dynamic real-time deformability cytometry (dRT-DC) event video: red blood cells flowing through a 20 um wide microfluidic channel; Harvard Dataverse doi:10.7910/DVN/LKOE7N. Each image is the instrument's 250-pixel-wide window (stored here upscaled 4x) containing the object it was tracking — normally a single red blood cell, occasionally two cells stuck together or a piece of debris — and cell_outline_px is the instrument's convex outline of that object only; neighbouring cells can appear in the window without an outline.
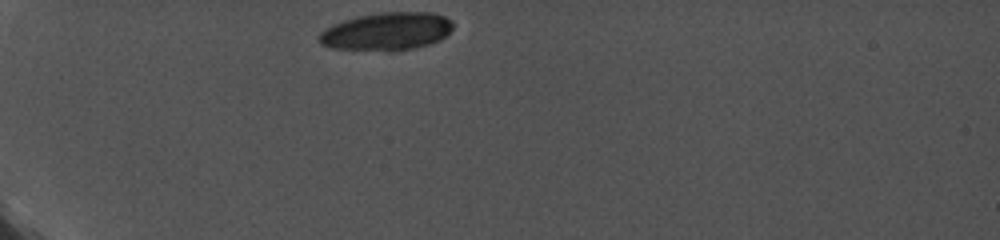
{"species": "common noctule bat (a hibernating species)", "species_latin": "Nyctalus noctula", "temperature_condition": "cold", "stored_images_in_passage": 7, "camera_frame_rate_fps": 5000, "um_per_image_px": 0.085, "animal": {"sex": "female", "body_mass_g": 19.0, "forearm_length_mm": 56.7}, "frame": {"image": 1, "passage_image": 1, "time_ms": 0.0, "image_size_px": [1000, 240], "cell_outline_px": [[452, 28], [440, 40], [416, 48], [396, 52], [388, 52], [332, 48], [320, 44], [316, 36], [324, 28], [332, 24], [344, 20], [360, 16], [384, 12], [432, 12], [444, 16], [452, 20]], "centroid_in_image_um": [32.83, 2.69], "position_along_channel_um": 52.2, "area_um2": 30.0}}